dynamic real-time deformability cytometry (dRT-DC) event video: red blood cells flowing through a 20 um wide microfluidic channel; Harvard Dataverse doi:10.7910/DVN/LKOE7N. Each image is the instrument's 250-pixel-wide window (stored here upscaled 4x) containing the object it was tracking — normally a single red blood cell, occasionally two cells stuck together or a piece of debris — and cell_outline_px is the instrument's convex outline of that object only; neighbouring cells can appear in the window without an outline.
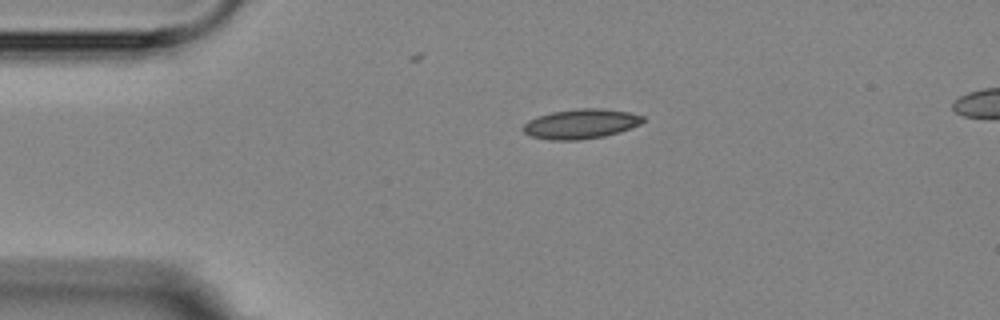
{"species": "Egyptian fruit bat (a non-hibernating species)", "species_latin": "Rousettus aegyptiacus", "temperature_condition": "room temperature", "stored_images_in_passage": 3, "segment_of_instrument_passage": [1, 2], "camera_frame_rate_fps": 3000, "um_per_image_px": 0.085, "animal": {"sex": "female"}, "frame": {"image": 1, "passage_image": 1, "time_ms": 0.0, "image_size_px": [1000, 320], "cell_outline_px": [[644, 120], [640, 124], [604, 136], [576, 140], [552, 140], [532, 136], [524, 132], [520, 128], [528, 120], [536, 116], [552, 112], [576, 108], [604, 108], [628, 112], [644, 116]], "centroid_in_image_um": [49.33, 10.51], "position_along_channel_um": 35.7, "area_um2": 20.63}}